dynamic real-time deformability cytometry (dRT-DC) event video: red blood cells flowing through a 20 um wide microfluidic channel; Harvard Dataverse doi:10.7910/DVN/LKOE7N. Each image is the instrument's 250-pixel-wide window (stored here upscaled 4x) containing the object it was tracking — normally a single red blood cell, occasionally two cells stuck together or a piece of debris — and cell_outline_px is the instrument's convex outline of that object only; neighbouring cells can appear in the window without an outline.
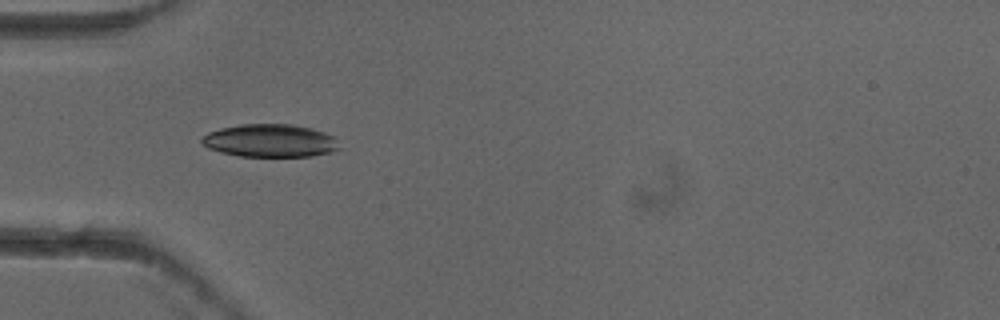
{"species": "common noctule bat (a hibernating species)", "species_latin": "Nyctalus noctula", "temperature_condition": "cold", "stored_images_in_passage": 6, "camera_frame_rate_fps": 3000, "um_per_image_px": 0.085, "animal": {"sex": "female"}, "frame": {"image": 1, "passage_image": 4, "time_ms": 1.0, "image_size_px": [1000, 320], "cell_outline_px": [[340, 148], [332, 152], [312, 156], [240, 156], [220, 152], [208, 148], [200, 144], [200, 140], [208, 132], [220, 128], [240, 124], [292, 124], [312, 128], [324, 132], [332, 136]], "centroid_in_image_um": [22.92, 11.95], "position_along_channel_um": 62.1, "area_um2": 26.41}}
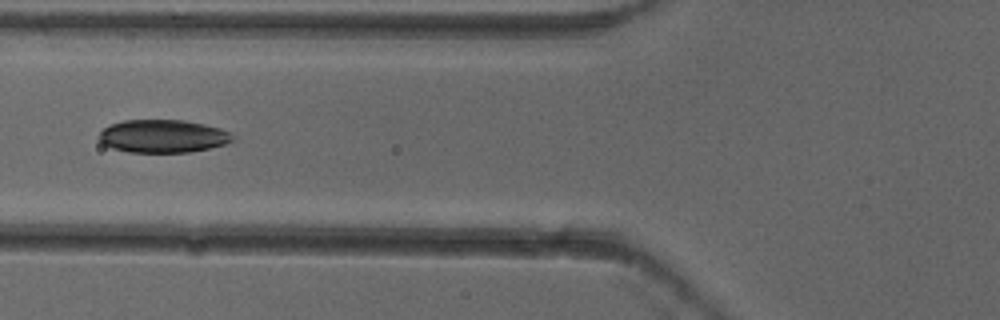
{"frame": {"image": 2, "passage_image": 5, "time_ms": 1.333, "image_size_px": [1000, 320], "cell_outline_px": [[236, 140], [224, 144], [208, 148], [188, 152], [128, 152], [112, 148], [104, 144], [96, 136], [104, 128], [112, 124], [124, 120], [184, 120], [204, 124], [220, 128], [236, 136]], "centroid_in_image_um": [13.85, 11.57], "position_along_channel_um": 111.9, "area_um2": 25.66}}
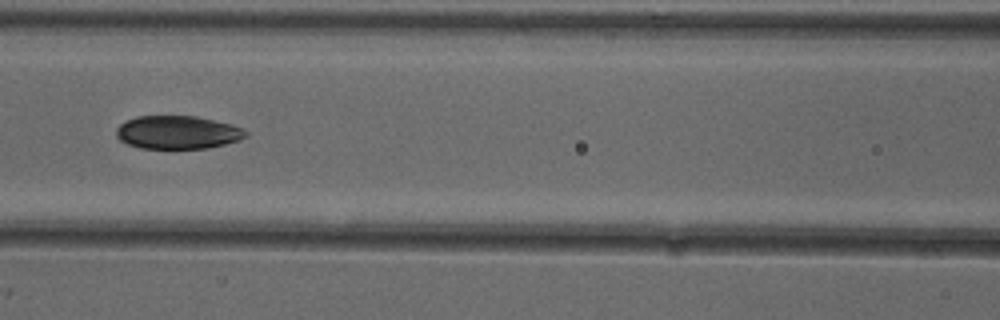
{"frame": {"image": 3, "passage_image": 6, "time_ms": 1.667, "image_size_px": [1000, 320], "cell_outline_px": [[248, 136], [240, 140], [224, 144], [204, 148], [140, 148], [128, 144], [120, 140], [116, 136], [116, 128], [120, 124], [136, 116], [196, 116], [232, 124], [244, 128], [248, 132]], "centroid_in_image_um": [15.12, 11.24], "position_along_channel_um": 151.5, "area_um2": 25.09}}